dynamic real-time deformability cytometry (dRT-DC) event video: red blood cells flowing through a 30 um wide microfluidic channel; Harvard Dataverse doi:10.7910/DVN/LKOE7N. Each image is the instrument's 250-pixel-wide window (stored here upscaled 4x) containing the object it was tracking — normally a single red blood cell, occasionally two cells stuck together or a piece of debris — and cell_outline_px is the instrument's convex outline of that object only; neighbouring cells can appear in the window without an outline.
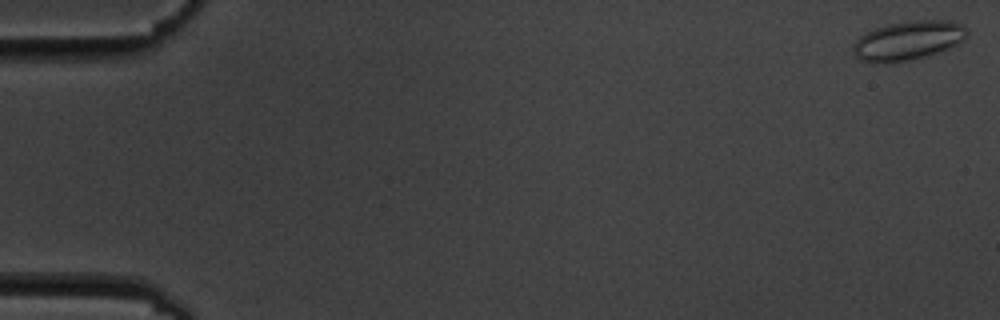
{"species": "common noctule bat (a hibernating species)", "species_latin": "Nyctalus noctula", "temperature_condition": "cold", "stored_images_in_passage": 6, "camera_frame_rate_fps": 3000, "um_per_image_px": 0.085, "animal": {"sex": "male", "body_mass_g": 19.5, "forearm_length_mm": 54.6}, "frame": {"image": 1, "passage_image": 1, "time_ms": 0.0, "image_size_px": [1000, 320], "cell_outline_px": [[968, 36], [964, 40], [948, 48], [924, 56], [908, 60], [888, 64], [872, 64], [860, 60], [852, 52], [852, 48], [856, 40], [864, 32], [888, 24], [916, 20], [948, 20], [960, 24], [968, 32]], "centroid_in_image_um": [77.13, 3.46], "position_along_channel_um": 7.9, "area_um2": 26.07}}
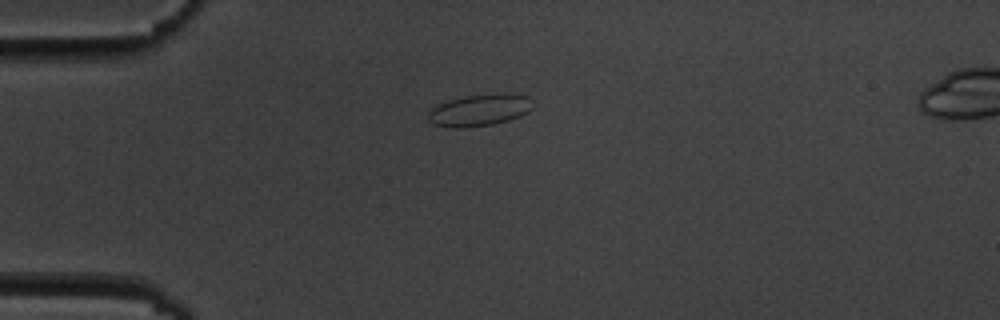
{"frame": {"image": 2, "passage_image": 5, "time_ms": 4.667, "image_size_px": [1000, 320], "cell_outline_px": [[532, 108], [528, 112], [520, 116], [508, 120], [492, 124], [464, 128], [452, 128], [432, 124], [428, 120], [428, 112], [432, 108], [448, 100], [464, 96], [500, 92], [504, 92], [528, 96]], "centroid_in_image_um": [40.74, 9.35], "position_along_channel_um": 44.3, "area_um2": 19.54}}